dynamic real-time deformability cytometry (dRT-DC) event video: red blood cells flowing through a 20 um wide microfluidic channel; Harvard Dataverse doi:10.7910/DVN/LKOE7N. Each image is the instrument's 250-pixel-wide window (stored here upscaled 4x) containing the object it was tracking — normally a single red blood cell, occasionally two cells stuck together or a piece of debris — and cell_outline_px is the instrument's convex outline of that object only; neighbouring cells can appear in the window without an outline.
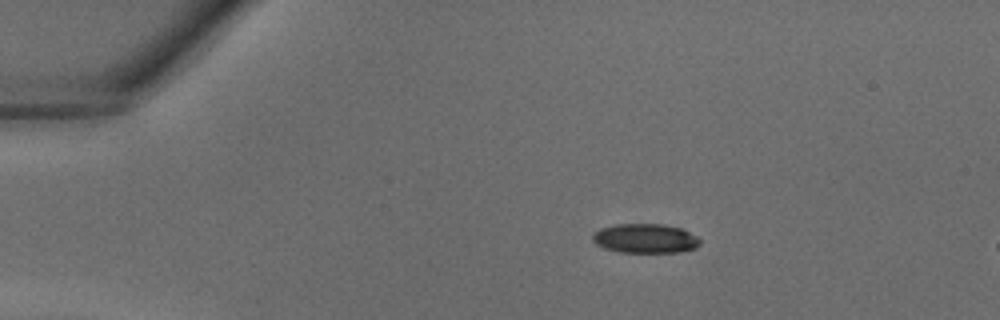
{"species": "common noctule bat (a hibernating species)", "species_latin": "Nyctalus noctula", "temperature_condition": "warm", "stored_images_in_passage": 5, "camera_frame_rate_fps": 3000, "um_per_image_px": 0.085, "animal": {"sex": "male", "body_mass_g": 18.8}, "frame": {"image": 1, "passage_image": 1, "time_ms": 0.0, "image_size_px": [1000, 320], "cell_outline_px": [[700, 244], [696, 248], [680, 252], [620, 252], [604, 248], [596, 244], [592, 240], [592, 236], [600, 228], [612, 224], [664, 224], [680, 228], [696, 236], [700, 240]], "centroid_in_image_um": [54.83, 20.26], "position_along_channel_um": 30.2, "area_um2": 18.38}}